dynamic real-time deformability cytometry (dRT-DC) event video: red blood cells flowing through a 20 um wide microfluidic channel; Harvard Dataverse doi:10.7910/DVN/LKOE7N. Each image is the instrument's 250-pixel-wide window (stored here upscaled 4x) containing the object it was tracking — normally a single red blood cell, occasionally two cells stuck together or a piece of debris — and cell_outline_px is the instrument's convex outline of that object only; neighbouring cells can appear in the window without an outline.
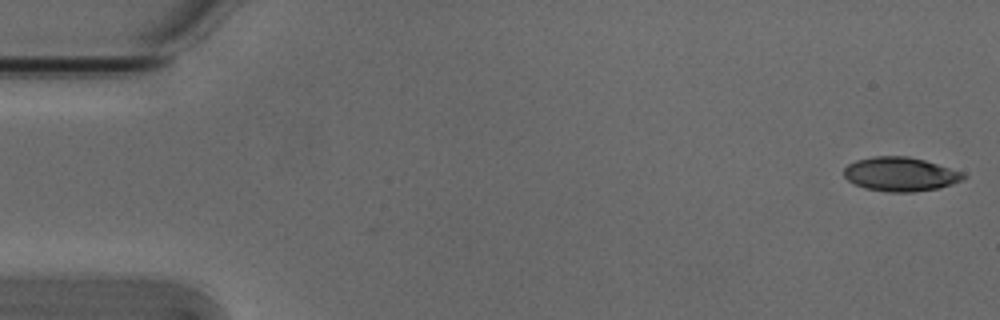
{"species": "Egyptian fruit bat (a non-hibernating species)", "species_latin": "Rousettus aegyptiacus", "temperature_condition": "cold", "stored_images_in_passage": 53, "camera_frame_rate_fps": 3000, "um_per_image_px": 0.085, "animal": {"sex": "male"}, "frame": {"image": 1, "passage_image": 1, "time_ms": 0.0, "image_size_px": [1000, 320], "cell_outline_px": [[968, 176], [964, 180], [952, 184], [936, 188], [912, 192], [888, 192], [864, 188], [848, 180], [844, 176], [844, 168], [848, 164], [856, 160], [872, 156], [908, 156], [924, 160], [964, 172]], "centroid_in_image_um": [76.55, 14.8], "position_along_channel_um": 8.5, "area_um2": 23.76}}
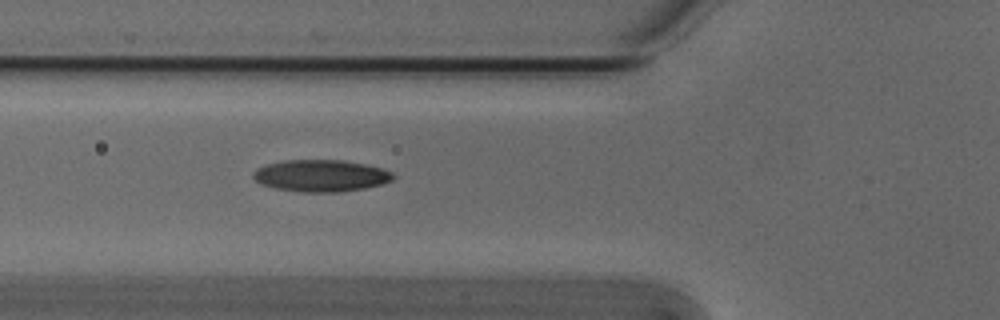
{"frame": {"image": 2, "passage_image": 19, "time_ms": 6.0, "image_size_px": [1000, 320], "cell_outline_px": [[396, 176], [392, 180], [384, 184], [364, 188], [340, 192], [300, 192], [276, 188], [260, 184], [252, 176], [252, 172], [256, 168], [268, 164], [284, 160], [344, 160], [384, 168], [392, 172]], "centroid_in_image_um": [27.3, 14.93], "position_along_channel_um": 98.5, "area_um2": 26.18}}
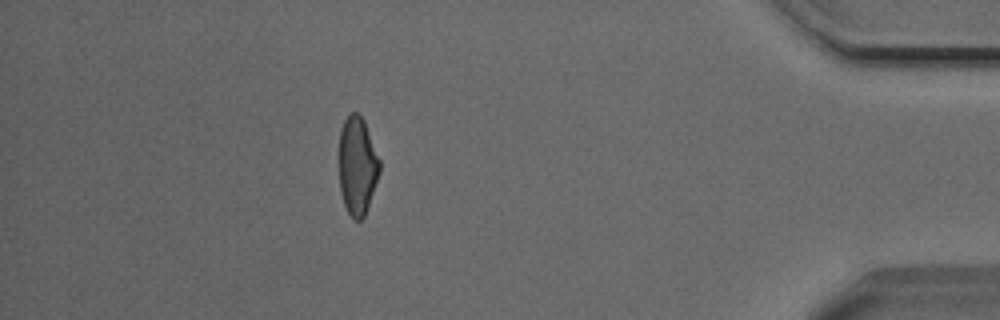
{"frame": {"image": 3, "passage_image": 47, "time_ms": 15.333, "image_size_px": [1000, 320], "cell_outline_px": [[380, 172], [364, 216], [360, 220], [352, 220], [344, 204], [340, 192], [340, 128], [348, 112], [356, 112], [364, 120], [380, 160]], "centroid_in_image_um": [30.37, 14.07], "position_along_channel_um": 404.8, "area_um2": 23.12}, "authors_computed_cell_mechanics": {"area_um2": 24.0448, "velocity_mm_per_s": 3.8196, "shape_relaxation_time_tau1_ms": 4.2923, "shape_relaxation_time_tau2_ms": 2.7718, "deformation_change_tau1": 0.1446, "deformation_change_tau2": 0.1012}}